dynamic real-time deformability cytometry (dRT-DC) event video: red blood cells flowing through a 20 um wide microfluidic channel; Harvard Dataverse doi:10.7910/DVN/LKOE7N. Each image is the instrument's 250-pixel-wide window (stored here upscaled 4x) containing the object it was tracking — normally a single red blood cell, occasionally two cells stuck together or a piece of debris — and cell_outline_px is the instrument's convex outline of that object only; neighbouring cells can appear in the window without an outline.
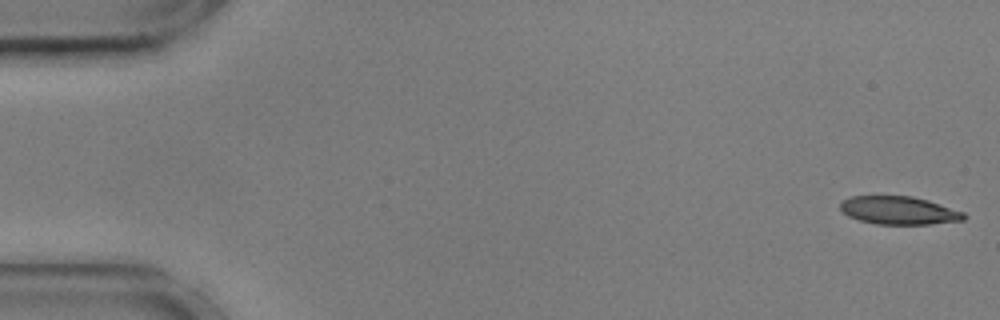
{"species": "common noctule bat (a hibernating species)", "species_latin": "Nyctalus noctula", "temperature_condition": "cold", "stored_images_in_passage": 55, "camera_frame_rate_fps": 3000, "um_per_image_px": 0.085, "animal": {"sex": "male", "body_mass_g": 17.9, "forearm_length_mm": 54.2}, "frame": {"image": 1, "passage_image": 1, "time_ms": 0.0, "image_size_px": [1000, 320], "cell_outline_px": [[968, 216], [964, 220], [932, 224], [876, 224], [860, 220], [848, 216], [840, 208], [840, 200], [852, 196], [912, 196], [928, 200], [964, 212]], "centroid_in_image_um": [76.42, 17.88], "position_along_channel_um": 8.6, "area_um2": 20.29}}
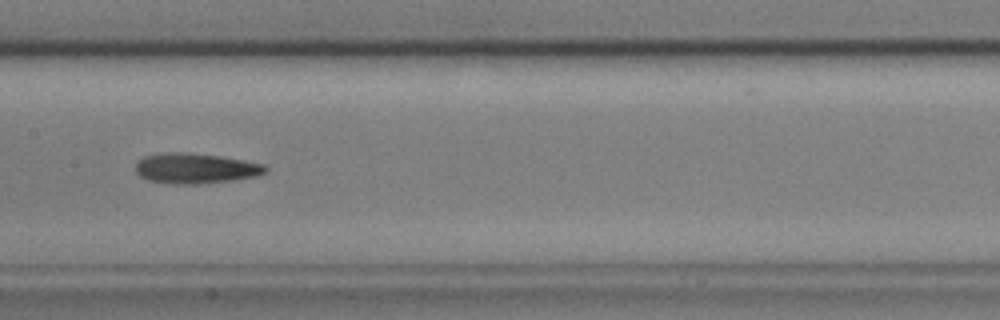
{"frame": {"image": 2, "passage_image": 27, "time_ms": 8.667, "image_size_px": [1000, 320], "cell_outline_px": [[268, 168], [264, 172], [256, 176], [232, 180], [196, 184], [168, 184], [148, 180], [140, 176], [136, 172], [136, 164], [144, 156], [160, 152], [184, 152], [220, 156], [244, 160], [264, 164]], "centroid_in_image_um": [16.58, 14.3], "position_along_channel_um": 190.8, "area_um2": 22.95}}
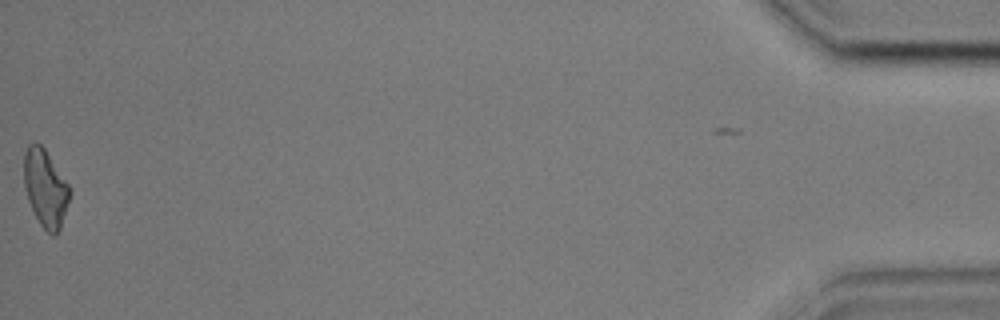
{"frame": {"image": 3, "passage_image": 55, "time_ms": 18.0, "image_size_px": [1000, 320], "cell_outline_px": [[72, 192], [60, 228], [56, 236], [52, 236], [40, 224], [28, 200], [24, 184], [24, 152], [28, 144], [36, 140], [44, 148], [72, 188]], "centroid_in_image_um": [3.87, 15.97], "position_along_channel_um": 431.3, "area_um2": 20.81}, "authors_computed_cell_mechanics": {"area_um2": 21.386, "velocity_mm_per_s": 3.6128, "shape_relaxation_time_tau1_ms": 3.9961, "shape_relaxation_time_tau2_ms": 1.8277, "deformation_change_tau1": 0.1426, "deformation_change_tau2": 0.1116}}